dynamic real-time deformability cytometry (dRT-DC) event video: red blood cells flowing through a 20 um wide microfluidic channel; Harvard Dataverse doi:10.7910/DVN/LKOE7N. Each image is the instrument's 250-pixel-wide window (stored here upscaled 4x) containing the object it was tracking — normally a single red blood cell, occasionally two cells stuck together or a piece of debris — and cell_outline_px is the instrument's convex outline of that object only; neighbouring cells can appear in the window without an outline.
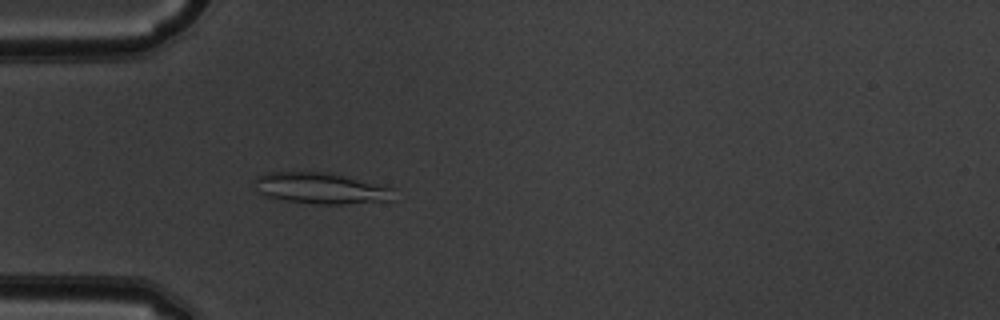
{"species": "common noctule bat (a hibernating species)", "species_latin": "Nyctalus noctula", "temperature_condition": "warm", "stored_images_in_passage": 51, "camera_frame_rate_fps": 3000, "um_per_image_px": 0.085, "animal": {"sex": "male", "body_mass_g": 19.5, "forearm_length_mm": 54.6}, "frame": {"image": 1, "passage_image": 15, "time_ms": 4.667, "image_size_px": [1000, 320], "cell_outline_px": [[392, 200], [344, 204], [316, 204], [288, 200], [264, 196], [260, 192], [252, 180], [256, 176], [268, 172], [324, 172], [344, 176], [392, 188]], "centroid_in_image_um": [27.2, 16.0], "position_along_channel_um": 57.8, "area_um2": 24.8}}
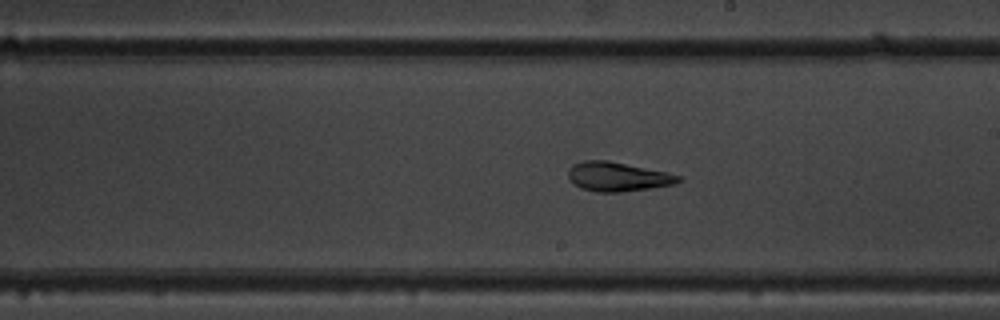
{"frame": {"image": 2, "passage_image": 29, "time_ms": 9.333, "image_size_px": [1000, 320], "cell_outline_px": [[684, 180], [676, 184], [620, 192], [596, 192], [580, 188], [572, 184], [568, 180], [568, 168], [572, 164], [584, 160], [608, 160], [668, 172], [680, 176]], "centroid_in_image_um": [52.47, 15.01], "position_along_channel_um": 236.5, "area_um2": 19.07}}
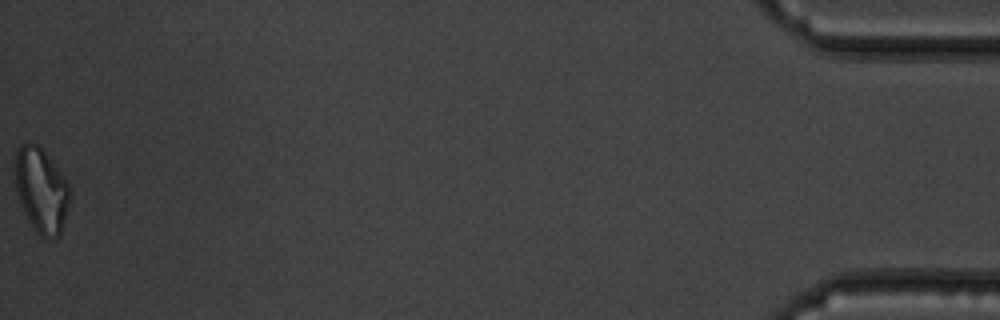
{"frame": {"image": 3, "passage_image": 51, "time_ms": 16.667, "image_size_px": [1000, 320], "cell_outline_px": [[72, 192], [68, 208], [60, 236], [40, 236], [32, 224], [20, 200], [16, 188], [16, 152], [20, 144], [40, 144], [60, 172], [68, 184]], "centroid_in_image_um": [3.55, 16.13], "position_along_channel_um": 431.6, "area_um2": 26.36}, "authors_computed_cell_mechanics": {"area_um2": 21.5594, "velocity_mm_per_s": 3.9437, "shape_relaxation_time_tau1_ms": null, "shape_relaxation_time_tau2_ms": 3.0464, "deformation_change_tau1": null, "deformation_change_tau2": 0.0779}}